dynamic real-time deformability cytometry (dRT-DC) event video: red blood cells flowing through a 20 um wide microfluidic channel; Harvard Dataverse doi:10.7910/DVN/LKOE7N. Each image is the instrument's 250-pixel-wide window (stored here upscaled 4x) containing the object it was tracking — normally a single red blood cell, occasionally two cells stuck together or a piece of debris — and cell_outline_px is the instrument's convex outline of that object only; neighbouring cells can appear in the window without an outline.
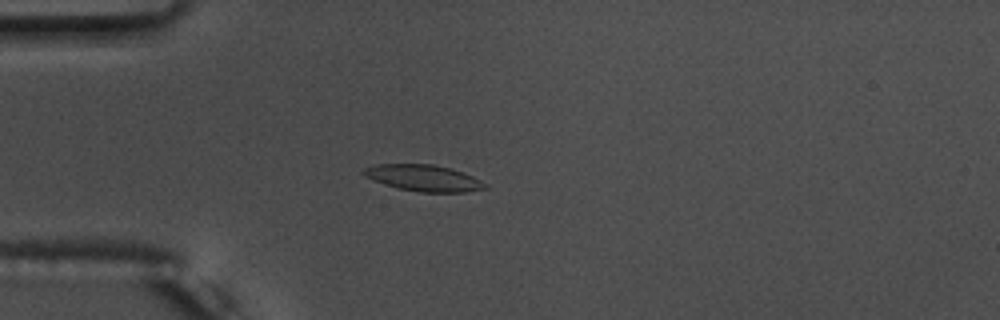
{"species": "common noctule bat (a hibernating species)", "species_latin": "Nyctalus noctula", "temperature_condition": "warm", "stored_images_in_passage": 56, "camera_frame_rate_fps": 3000, "um_per_image_px": 0.085, "animal": {"sex": "male", "body_mass_g": 17.5, "forearm_length_mm": 52.3}, "frame": {"image": 1, "passage_image": 16, "time_ms": 5.0, "image_size_px": [1000, 320], "cell_outline_px": [[488, 188], [464, 192], [420, 192], [400, 188], [384, 184], [364, 176], [360, 172], [364, 168], [376, 164], [432, 164], [448, 168], [472, 176], [480, 180]], "centroid_in_image_um": [35.95, 15.12], "position_along_channel_um": 49.0, "area_um2": 18.38}}
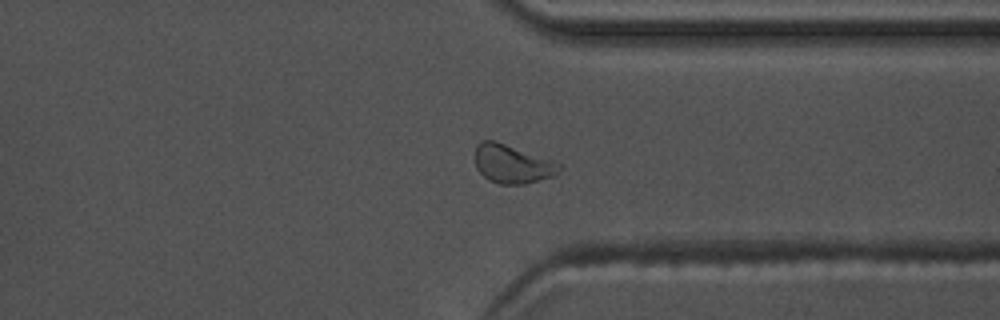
{"frame": {"image": 2, "passage_image": 43, "time_ms": 14.0, "image_size_px": [1000, 320], "cell_outline_px": [[564, 168], [556, 176], [524, 184], [500, 184], [488, 180], [476, 168], [476, 144], [480, 140], [492, 140], [564, 164]], "centroid_in_image_um": [43.6, 13.96], "position_along_channel_um": 367.8, "area_um2": 19.02}}
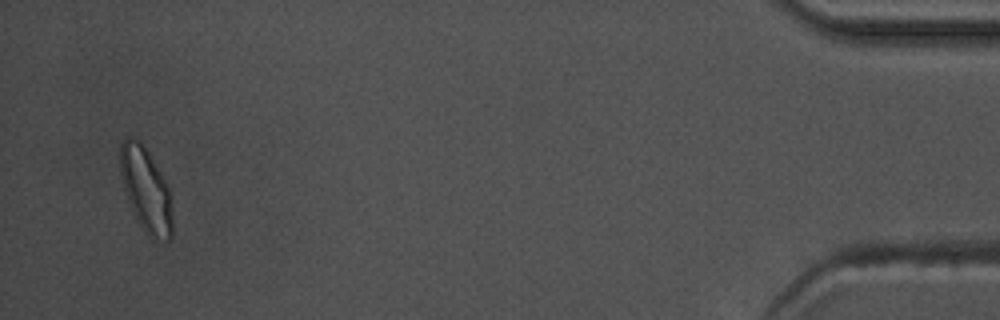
{"frame": {"image": 3, "passage_image": 54, "time_ms": 17.667, "image_size_px": [1000, 320], "cell_outline_px": [[172, 236], [168, 240], [156, 240], [148, 236], [132, 212], [124, 188], [120, 172], [120, 144], [128, 136], [132, 136], [140, 140], [148, 152], [160, 172], [168, 188], [172, 212]], "centroid_in_image_um": [12.39, 16.13], "position_along_channel_um": 422.8, "area_um2": 25.43}, "authors_computed_cell_mechanics": {"area_um2": 18.2648, "velocity_mm_per_s": 3.7095, "shape_relaxation_time_tau1_ms": 3.0898, "shape_relaxation_time_tau2_ms": 2.1095, "deformation_change_tau1": 0.1296, "deformation_change_tau2": 0.0749}}